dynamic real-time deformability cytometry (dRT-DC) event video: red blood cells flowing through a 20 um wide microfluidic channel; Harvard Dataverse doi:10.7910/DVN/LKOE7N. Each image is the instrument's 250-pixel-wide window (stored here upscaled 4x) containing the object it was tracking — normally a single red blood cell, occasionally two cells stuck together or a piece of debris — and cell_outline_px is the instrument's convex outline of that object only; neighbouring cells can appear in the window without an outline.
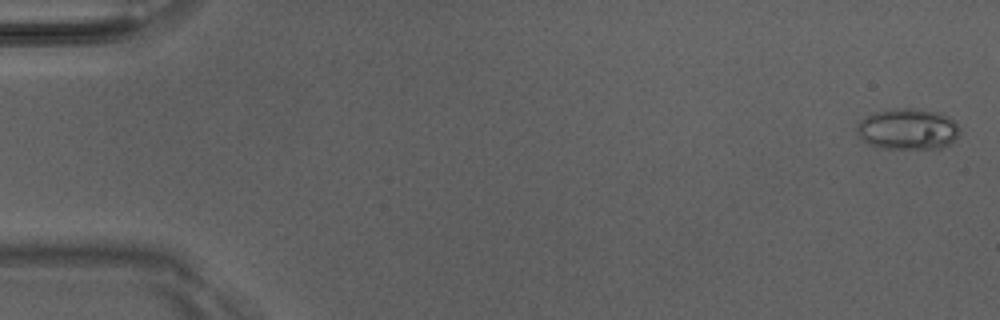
{"species": "Egyptian fruit bat (a non-hibernating species)", "species_latin": "Rousettus aegyptiacus", "temperature_condition": "room temperature", "stored_images_in_passage": 52, "camera_frame_rate_fps": 3000, "um_per_image_px": 0.085, "animal": {"sex": "male"}, "frame": {"image": 1, "passage_image": 2, "time_ms": 0.333, "image_size_px": [1000, 320], "cell_outline_px": [[960, 132], [956, 140], [952, 144], [940, 148], [884, 148], [868, 144], [860, 140], [856, 132], [856, 128], [860, 120], [876, 112], [896, 108], [912, 108], [936, 112], [948, 116], [956, 120], [960, 128]], "centroid_in_image_um": [77.19, 10.98], "position_along_channel_um": 7.8, "area_um2": 24.85}}
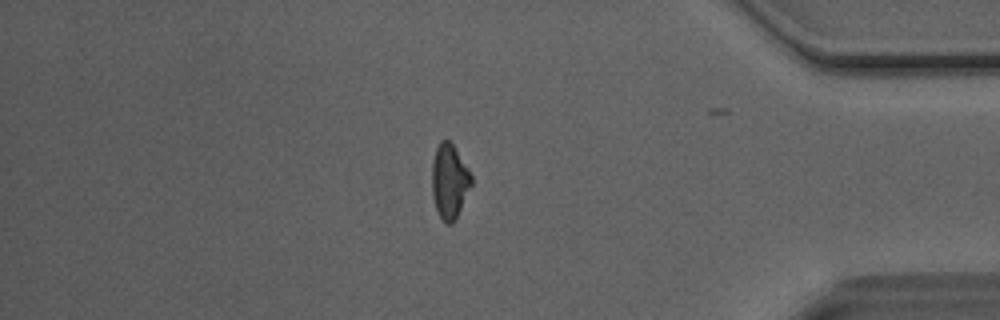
{"frame": {"image": 2, "passage_image": 44, "time_ms": 14.333, "image_size_px": [1000, 320], "cell_outline_px": [[472, 184], [456, 220], [452, 224], [444, 224], [436, 208], [432, 196], [432, 164], [436, 148], [440, 140], [448, 140], [452, 144], [468, 168], [472, 176]], "centroid_in_image_um": [38.2, 15.45], "position_along_channel_um": 397.0, "area_um2": 17.17}}
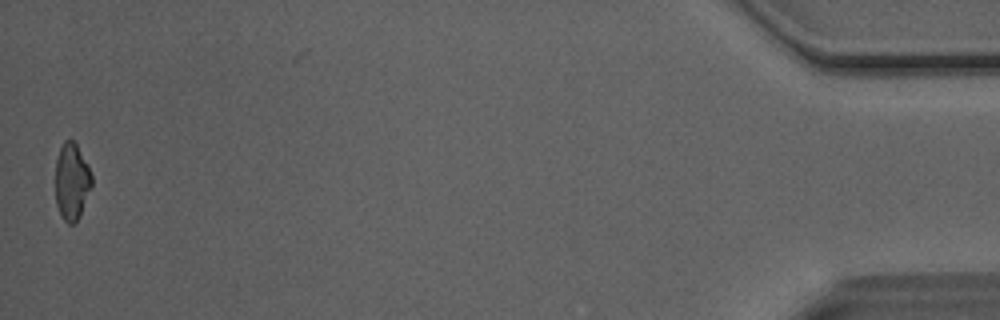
{"frame": {"image": 3, "passage_image": 51, "time_ms": 16.667, "image_size_px": [1000, 320], "cell_outline_px": [[92, 184], [80, 216], [72, 224], [68, 224], [60, 216], [56, 204], [56, 160], [60, 148], [64, 140], [72, 140], [76, 144], [88, 164], [92, 176]], "centroid_in_image_um": [6.1, 15.44], "position_along_channel_um": 429.1, "area_um2": 16.24}, "authors_computed_cell_mechanics": {"area_um2": 18.4671, "velocity_mm_per_s": 4.1031, "shape_relaxation_time_tau1_ms": null, "shape_relaxation_time_tau2_ms": 3.8047, "deformation_change_tau1": null, "deformation_change_tau2": 0.136}}